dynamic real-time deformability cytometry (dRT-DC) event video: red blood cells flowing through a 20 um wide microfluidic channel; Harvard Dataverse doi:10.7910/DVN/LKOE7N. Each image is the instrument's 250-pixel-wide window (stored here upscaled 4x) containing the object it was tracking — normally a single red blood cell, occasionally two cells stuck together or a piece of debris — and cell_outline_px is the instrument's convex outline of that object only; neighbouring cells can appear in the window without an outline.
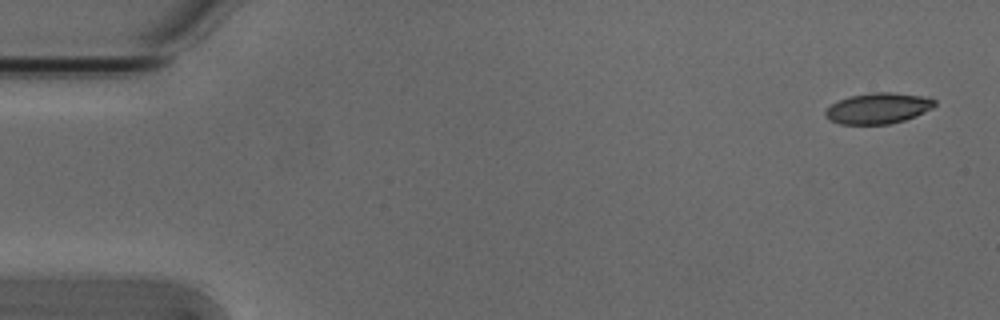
{"species": "Egyptian fruit bat (a non-hibernating species)", "species_latin": "Rousettus aegyptiacus", "temperature_condition": "cold", "stored_images_in_passage": 5, "camera_frame_rate_fps": 3000, "um_per_image_px": 0.085, "animal": {"sex": "male"}, "frame": {"image": 1, "passage_image": 1, "time_ms": 0.0, "image_size_px": [1000, 320], "cell_outline_px": [[936, 104], [932, 108], [916, 116], [904, 120], [888, 124], [840, 124], [828, 120], [824, 116], [824, 112], [832, 104], [840, 100], [852, 96], [872, 92], [888, 92], [920, 96], [936, 100]], "centroid_in_image_um": [74.62, 9.22], "position_along_channel_um": 10.4, "area_um2": 19.42}}
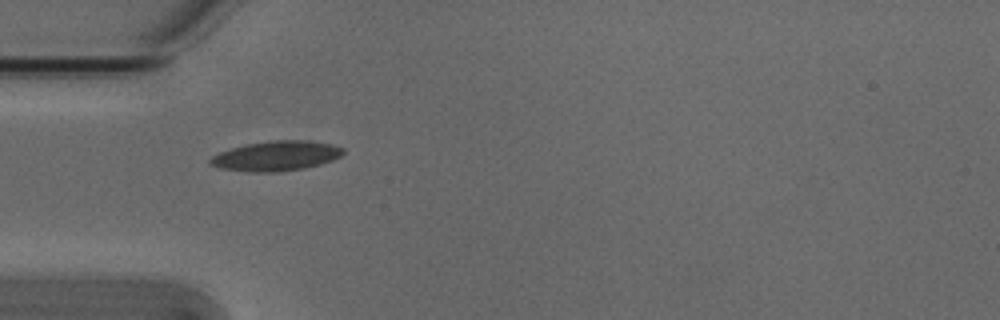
{"frame": {"image": 2, "passage_image": 4, "time_ms": 1.0, "image_size_px": [1000, 320], "cell_outline_px": [[344, 152], [340, 156], [332, 160], [320, 164], [304, 168], [276, 172], [248, 172], [220, 168], [208, 164], [208, 160], [212, 156], [220, 152], [232, 148], [248, 144], [272, 140], [308, 140], [332, 144], [344, 148]], "centroid_in_image_um": [23.47, 13.25], "position_along_channel_um": 61.5, "area_um2": 23.12}}
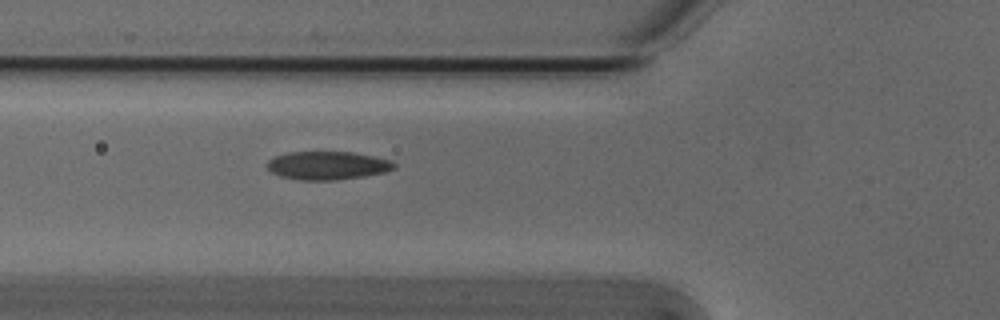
{"frame": {"image": 3, "passage_image": 5, "time_ms": 1.333, "image_size_px": [1000, 320], "cell_outline_px": [[396, 168], [384, 172], [364, 176], [336, 180], [300, 180], [280, 176], [272, 172], [268, 168], [268, 160], [276, 156], [288, 152], [352, 152], [392, 160], [396, 164]], "centroid_in_image_um": [27.86, 14.07], "position_along_channel_um": 97.9, "area_um2": 20.87}}